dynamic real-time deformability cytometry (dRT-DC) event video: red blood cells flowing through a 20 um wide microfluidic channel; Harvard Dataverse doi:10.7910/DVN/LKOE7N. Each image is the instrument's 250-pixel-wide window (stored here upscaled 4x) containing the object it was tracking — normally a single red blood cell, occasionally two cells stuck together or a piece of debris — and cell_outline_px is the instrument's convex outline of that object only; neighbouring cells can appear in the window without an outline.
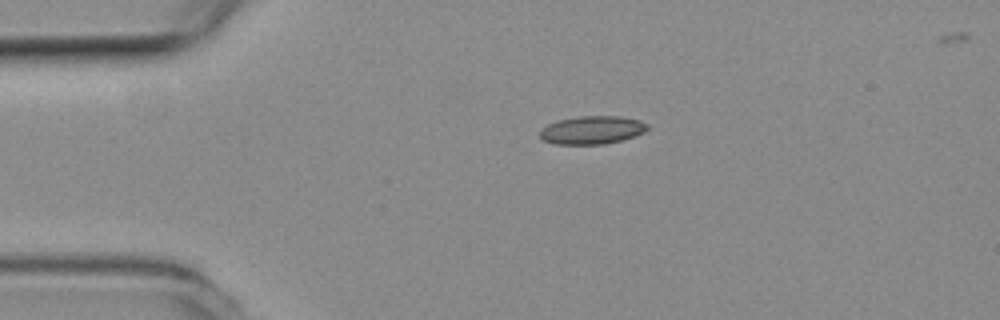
{"species": "common noctule bat (a hibernating species)", "species_latin": "Nyctalus noctula", "temperature_condition": "room temperature", "stored_images_in_passage": 3, "camera_frame_rate_fps": 3000, "um_per_image_px": 0.085, "animal": {"sex": "female", "body_mass_g": 19.3, "forearm_length_mm": 54.1}, "frame": {"image": 1, "passage_image": 1, "time_ms": 0.0, "image_size_px": [1000, 320], "cell_outline_px": [[648, 128], [644, 132], [636, 136], [624, 140], [604, 144], [552, 144], [544, 140], [540, 136], [540, 132], [548, 124], [556, 120], [580, 116], [620, 116], [640, 120], [648, 124]], "centroid_in_image_um": [50.36, 11.05], "position_along_channel_um": 34.6, "area_um2": 17.74}}